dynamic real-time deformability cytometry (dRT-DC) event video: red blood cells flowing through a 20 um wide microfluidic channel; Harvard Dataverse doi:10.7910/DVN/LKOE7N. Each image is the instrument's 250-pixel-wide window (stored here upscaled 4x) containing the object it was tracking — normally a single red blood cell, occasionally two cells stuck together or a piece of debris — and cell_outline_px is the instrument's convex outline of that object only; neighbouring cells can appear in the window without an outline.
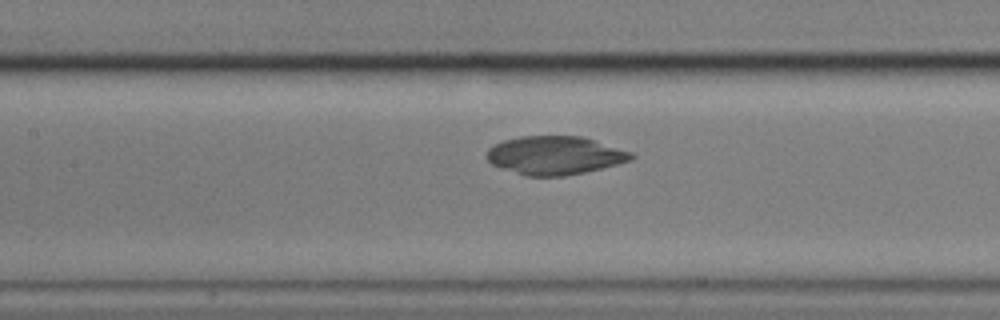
{"species": "common noctule bat (a hibernating species)", "species_latin": "Nyctalus noctula", "temperature_condition": "cold", "stored_images_in_passage": 46, "camera_frame_rate_fps": 3000, "um_per_image_px": 0.085, "animal": {"sex": "male", "body_mass_g": 17.9}, "frame": {"image": 1, "passage_image": 15, "time_ms": 4.667, "image_size_px": [1000, 320], "cell_outline_px": [[636, 156], [628, 160], [616, 164], [584, 172], [564, 176], [524, 176], [500, 168], [492, 164], [488, 160], [488, 148], [504, 140], [520, 136], [580, 136], [632, 152]], "centroid_in_image_um": [47.13, 13.21], "position_along_channel_um": 160.3, "area_um2": 32.02}}
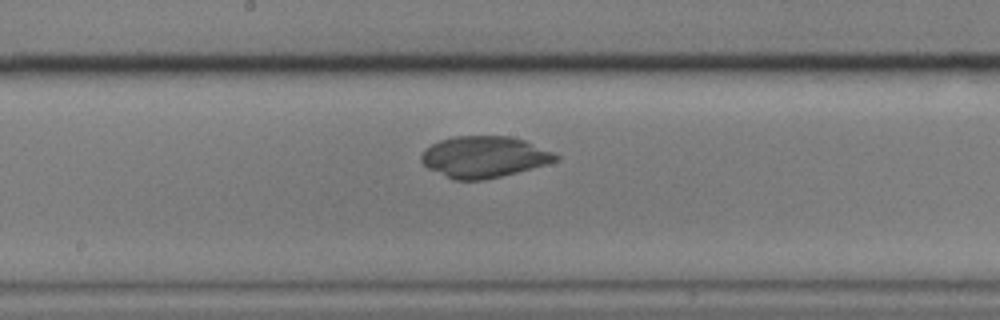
{"frame": {"image": 2, "passage_image": 19, "time_ms": 6.0, "image_size_px": [1000, 320], "cell_outline_px": [[560, 160], [548, 164], [484, 180], [456, 180], [428, 168], [420, 160], [420, 156], [424, 148], [440, 140], [456, 136], [508, 136], [524, 140], [556, 152], [560, 156]], "centroid_in_image_um": [41.18, 13.33], "position_along_channel_um": 207.0, "area_um2": 32.43}}
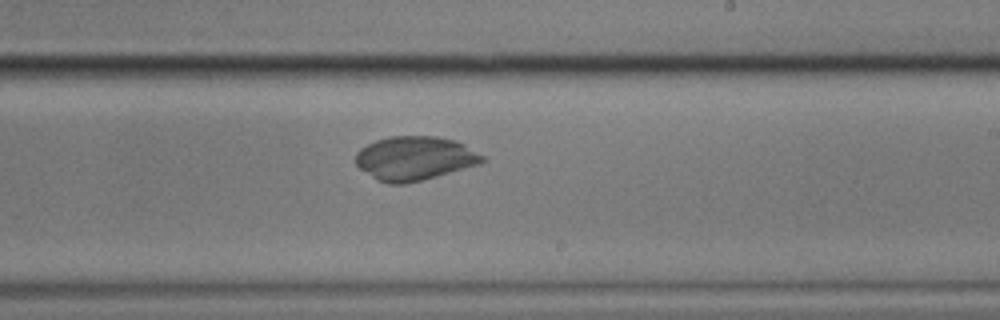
{"frame": {"image": 3, "passage_image": 23, "time_ms": 7.333, "image_size_px": [1000, 320], "cell_outline_px": [[488, 160], [480, 164], [436, 176], [404, 184], [388, 184], [376, 180], [360, 168], [356, 164], [356, 152], [360, 148], [376, 140], [392, 136], [436, 136], [456, 140], [464, 144], [484, 156]], "centroid_in_image_um": [35.25, 13.45], "position_along_channel_um": 253.7, "area_um2": 32.43}}